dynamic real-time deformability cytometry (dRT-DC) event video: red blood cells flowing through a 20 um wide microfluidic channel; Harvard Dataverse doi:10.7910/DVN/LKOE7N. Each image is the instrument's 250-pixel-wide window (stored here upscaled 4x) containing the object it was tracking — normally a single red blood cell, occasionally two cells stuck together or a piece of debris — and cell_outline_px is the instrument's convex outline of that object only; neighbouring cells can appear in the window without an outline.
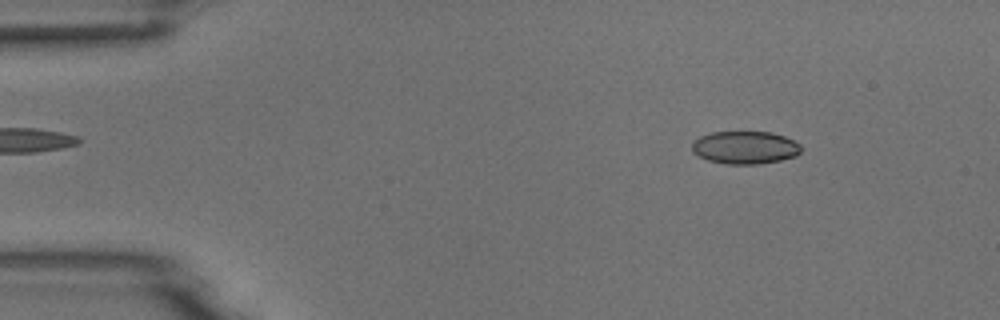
{"species": "common noctule bat (a hibernating species)", "species_latin": "Nyctalus noctula", "temperature_condition": "room temperature", "stored_images_in_passage": 4, "camera_frame_rate_fps": 3000, "um_per_image_px": 0.085, "animal": {"sex": "male", "body_mass_g": 18.8}, "frame": {"image": 1, "passage_image": 1, "time_ms": 0.0, "image_size_px": [1000, 320], "cell_outline_px": [[800, 152], [796, 156], [780, 160], [756, 164], [724, 164], [708, 160], [692, 152], [692, 144], [700, 136], [712, 132], [772, 132], [784, 136], [800, 144]], "centroid_in_image_um": [63.32, 12.54], "position_along_channel_um": 21.7, "area_um2": 20.75}}
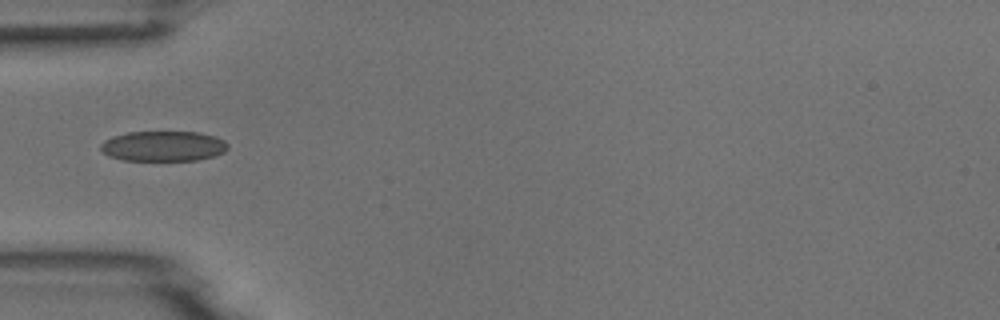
{"frame": {"image": 2, "passage_image": 4, "time_ms": 3.333, "image_size_px": [1000, 320], "cell_outline_px": [[228, 148], [224, 152], [216, 156], [196, 160], [124, 160], [108, 156], [100, 148], [100, 144], [104, 140], [112, 136], [128, 132], [200, 132], [216, 136], [224, 140], [228, 144]], "centroid_in_image_um": [13.9, 12.41], "position_along_channel_um": 71.1, "area_um2": 22.54}}